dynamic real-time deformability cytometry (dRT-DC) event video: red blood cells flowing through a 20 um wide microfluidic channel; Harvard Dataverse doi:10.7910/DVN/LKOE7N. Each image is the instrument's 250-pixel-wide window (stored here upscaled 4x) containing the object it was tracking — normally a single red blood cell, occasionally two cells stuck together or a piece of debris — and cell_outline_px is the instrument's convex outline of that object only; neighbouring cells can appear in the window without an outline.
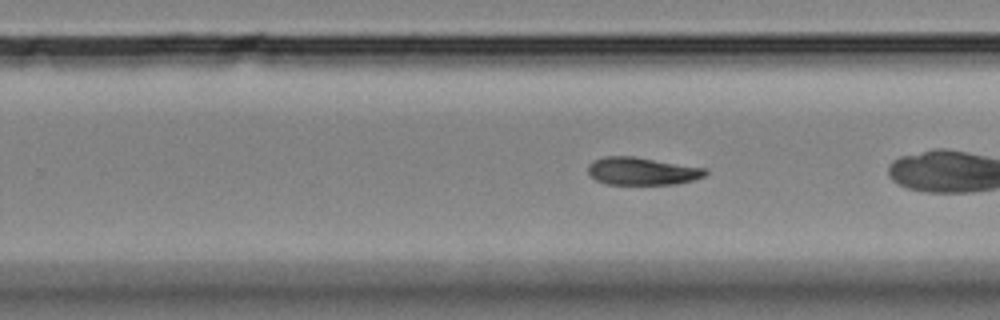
{"species": "Egyptian fruit bat (a non-hibernating species)", "species_latin": "Rousettus aegyptiacus", "temperature_condition": "room temperature", "stored_images_in_passage": 40, "camera_frame_rate_fps": 3000, "um_per_image_px": 0.085, "animal": {"sex": "female"}, "frame": {"image": 1, "passage_image": 18, "time_ms": 5.667, "image_size_px": [1000, 320], "cell_outline_px": [[708, 172], [704, 176], [692, 180], [676, 184], [608, 184], [596, 180], [588, 176], [588, 164], [592, 160], [604, 156], [632, 156], [708, 168]], "centroid_in_image_um": [54.55, 14.54], "position_along_channel_um": 275.3, "area_um2": 19.07}, "authors_computed_cell_mechanics": {"area_um2": 19.1896, "velocity_mm_per_s": 3.4494, "shape_relaxation_time_tau1_ms": 11.1706, "shape_relaxation_time_tau2_ms": null, "deformation_change_tau1": 0.2163, "deformation_change_tau2": null}}